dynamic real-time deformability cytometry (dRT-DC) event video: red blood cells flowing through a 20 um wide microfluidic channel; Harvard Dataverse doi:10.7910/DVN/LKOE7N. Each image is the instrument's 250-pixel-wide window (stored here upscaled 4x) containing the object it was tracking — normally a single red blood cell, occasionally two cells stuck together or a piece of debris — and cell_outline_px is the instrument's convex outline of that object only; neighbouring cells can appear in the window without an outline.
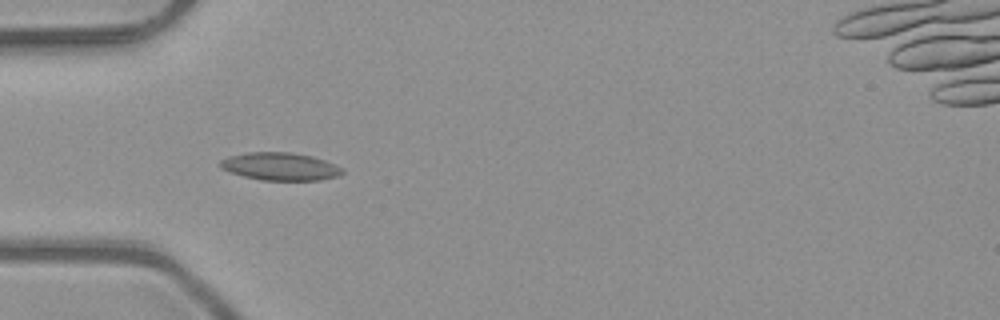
{"species": "common noctule bat (a hibernating species)", "species_latin": "Nyctalus noctula", "temperature_condition": "room temperature", "stored_images_in_passage": 6, "camera_frame_rate_fps": 3000, "um_per_image_px": 0.085, "animal": {"sex": "male", "body_mass_g": 23.1, "forearm_length_mm": 52.7}, "frame": {"image": 1, "passage_image": 5, "time_ms": 1.333, "image_size_px": [1000, 320], "cell_outline_px": [[344, 172], [340, 176], [320, 180], [260, 180], [244, 176], [220, 168], [216, 164], [220, 160], [228, 156], [248, 152], [292, 152], [312, 156], [336, 164], [344, 168]], "centroid_in_image_um": [23.83, 14.14], "position_along_channel_um": 61.2, "area_um2": 20.0}}
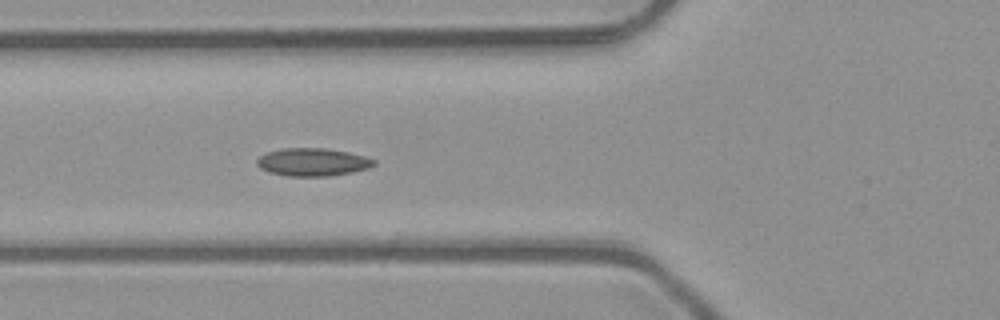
{"frame": {"image": 2, "passage_image": 6, "time_ms": 1.667, "image_size_px": [1000, 320], "cell_outline_px": [[376, 164], [368, 168], [352, 172], [328, 176], [288, 176], [268, 172], [260, 168], [256, 164], [256, 160], [260, 156], [268, 152], [284, 148], [328, 148], [348, 152], [364, 156], [376, 160]], "centroid_in_image_um": [26.57, 13.77], "position_along_channel_um": 99.2, "area_um2": 19.02}}